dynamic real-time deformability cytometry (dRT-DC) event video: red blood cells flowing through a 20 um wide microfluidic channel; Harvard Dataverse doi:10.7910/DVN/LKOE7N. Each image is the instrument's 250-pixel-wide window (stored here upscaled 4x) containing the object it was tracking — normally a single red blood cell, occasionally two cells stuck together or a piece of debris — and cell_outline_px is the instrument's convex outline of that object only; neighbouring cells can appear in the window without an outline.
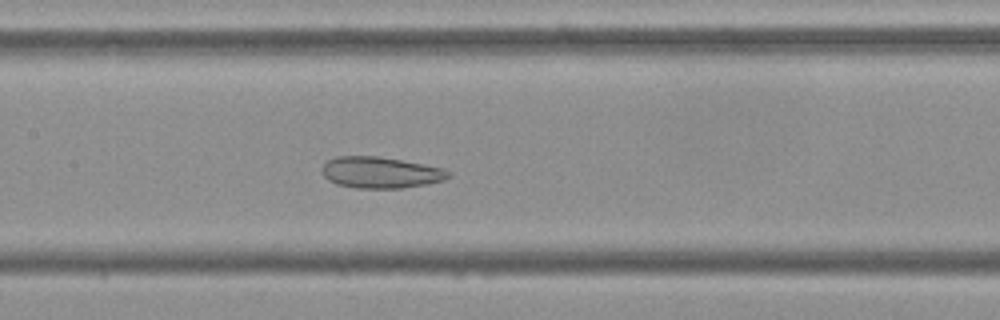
{"species": "Egyptian fruit bat (a non-hibernating species)", "species_latin": "Rousettus aegyptiacus", "temperature_condition": "cold", "stored_images_in_passage": 43, "camera_frame_rate_fps": 3000, "um_per_image_px": 0.085, "frame": {"image": 1, "passage_image": 15, "time_ms": 4.667, "image_size_px": [1000, 320], "cell_outline_px": [[452, 176], [444, 180], [428, 184], [400, 188], [356, 188], [336, 184], [328, 180], [324, 176], [320, 168], [328, 160], [336, 156], [376, 156], [424, 164], [444, 168], [452, 172]], "centroid_in_image_um": [32.36, 14.66], "position_along_channel_um": 175.0, "area_um2": 23.24}}
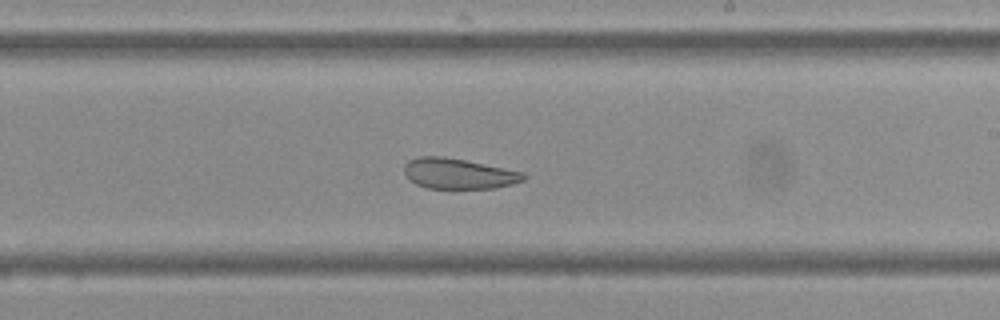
{"frame": {"image": 2, "passage_image": 21, "time_ms": 6.667, "image_size_px": [1000, 320], "cell_outline_px": [[528, 176], [524, 180], [512, 184], [496, 188], [428, 188], [416, 184], [408, 180], [404, 172], [404, 164], [408, 160], [416, 156], [444, 156], [524, 172]], "centroid_in_image_um": [38.95, 14.75], "position_along_channel_um": 250.1, "area_um2": 21.33}}
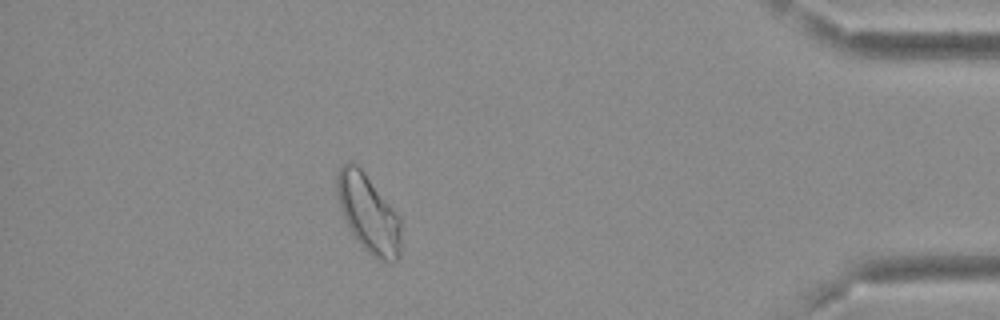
{"frame": {"image": 3, "passage_image": 37, "time_ms": 12.0, "image_size_px": [1000, 320], "cell_outline_px": [[400, 256], [396, 260], [388, 264], [380, 260], [368, 252], [360, 244], [352, 232], [340, 208], [336, 192], [336, 176], [340, 164], [348, 160], [356, 164], [360, 168], [400, 216]], "centroid_in_image_um": [31.31, 18.13], "position_along_channel_um": 403.9, "area_um2": 28.96}, "authors_computed_cell_mechanics": {"area_um2": 25.3742, "velocity_mm_per_s": 3.7578, "shape_relaxation_time_tau1_ms": null, "shape_relaxation_time_tau2_ms": 2.1588, "deformation_change_tau1": null, "deformation_change_tau2": 0.0886}}